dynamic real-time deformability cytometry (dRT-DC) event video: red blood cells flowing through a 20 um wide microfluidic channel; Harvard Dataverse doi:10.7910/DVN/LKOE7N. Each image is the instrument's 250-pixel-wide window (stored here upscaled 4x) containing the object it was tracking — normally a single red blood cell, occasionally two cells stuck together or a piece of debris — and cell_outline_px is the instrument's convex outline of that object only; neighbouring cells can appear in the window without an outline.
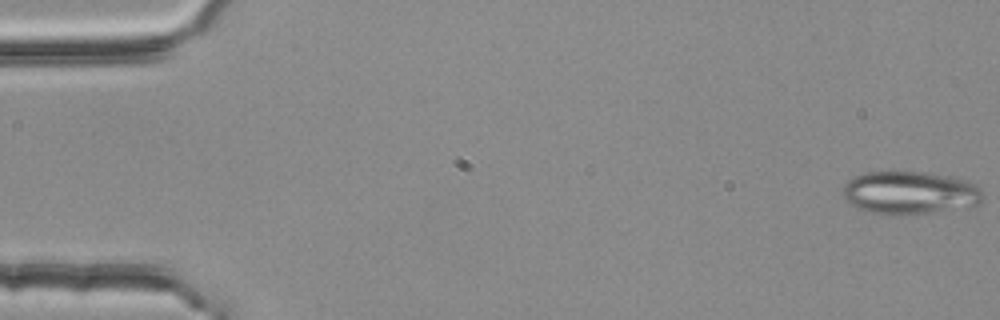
{"species": "common noctule bat (a hibernating species)", "species_latin": "Nyctalus noctula", "temperature_condition": "room temperature", "stored_images_in_passage": 5, "camera_frame_rate_fps": 3000, "um_per_image_px": 0.085, "animal": {"sex": "female", "body_mass_g": 25.1}, "frame": {"image": 1, "passage_image": 5, "time_ms": 1.333, "image_size_px": [1000, 320], "cell_outline_px": [[984, 196], [980, 204], [932, 212], [896, 216], [888, 216], [872, 212], [860, 208], [844, 200], [844, 184], [848, 180], [856, 176], [868, 172], [924, 172], [952, 176], [968, 180], [976, 184], [980, 188]], "centroid_in_image_um": [77.37, 16.38], "position_along_channel_um": 7.6, "area_um2": 35.14}}